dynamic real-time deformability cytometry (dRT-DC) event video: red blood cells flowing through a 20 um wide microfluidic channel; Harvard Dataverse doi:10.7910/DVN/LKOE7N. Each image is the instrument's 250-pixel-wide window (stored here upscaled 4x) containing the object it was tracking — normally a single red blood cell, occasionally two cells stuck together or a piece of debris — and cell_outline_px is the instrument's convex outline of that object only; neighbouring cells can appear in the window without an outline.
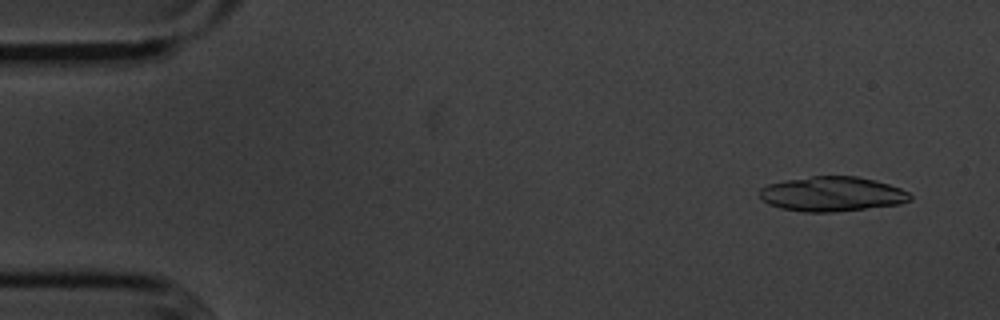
{"species": "common noctule bat (a hibernating species)", "species_latin": "Nyctalus noctula", "temperature_condition": "cold", "stored_images_in_passage": 54, "camera_frame_rate_fps": 3000, "um_per_image_px": 0.085, "animal": {"sex": "male", "body_mass_g": 20.1, "forearm_length_mm": 53.5}, "frame": {"image": 1, "passage_image": 4, "time_ms": 1.0, "image_size_px": [1000, 320], "cell_outline_px": [[912, 200], [900, 204], [836, 212], [804, 212], [780, 208], [768, 204], [760, 196], [760, 188], [768, 184], [784, 180], [812, 176], [856, 176], [876, 180], [900, 188], [908, 192], [912, 196]], "centroid_in_image_um": [70.73, 16.49], "position_along_channel_um": 14.3, "area_um2": 30.58}}
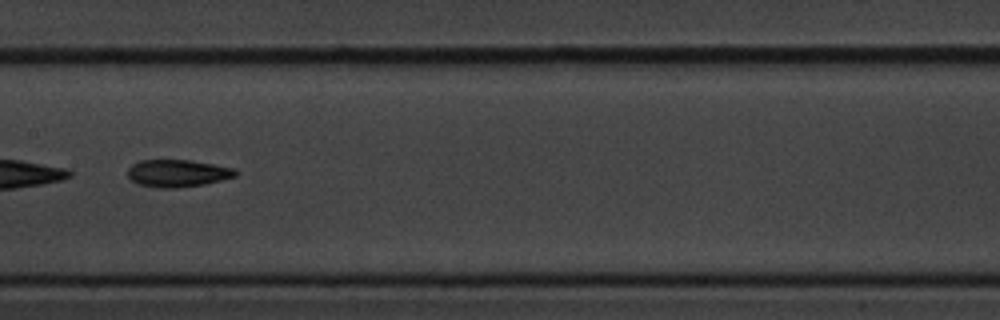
{"frame": {"image": 2, "passage_image": 28, "time_ms": 9.0, "image_size_px": [1000, 320], "cell_outline_px": [[236, 176], [204, 184], [176, 188], [160, 188], [136, 184], [128, 176], [128, 168], [132, 164], [140, 160], [192, 160], [232, 168], [236, 172]], "centroid_in_image_um": [15.04, 14.73], "position_along_channel_um": 192.4, "area_um2": 17.05}}
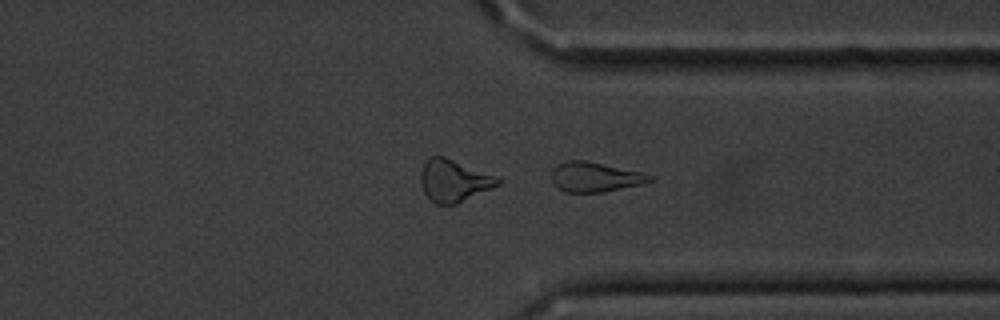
{"frame": {"image": 3, "passage_image": 42, "time_ms": 13.667, "image_size_px": [1000, 320], "cell_outline_px": [[652, 180], [640, 184], [604, 192], [564, 192], [552, 180], [552, 168], [556, 164], [568, 160], [584, 160], [640, 172], [652, 176]], "centroid_in_image_um": [50.53, 15.04], "position_along_channel_um": 360.9, "area_um2": 16.7}, "authors_computed_cell_mechanics": {"area_um2": 17.9758, "velocity_mm_per_s": 3.617, "shape_relaxation_time_tau1_ms": 5.5178, "shape_relaxation_time_tau2_ms": null, "deformation_change_tau1": 0.1563, "deformation_change_tau2": null}}